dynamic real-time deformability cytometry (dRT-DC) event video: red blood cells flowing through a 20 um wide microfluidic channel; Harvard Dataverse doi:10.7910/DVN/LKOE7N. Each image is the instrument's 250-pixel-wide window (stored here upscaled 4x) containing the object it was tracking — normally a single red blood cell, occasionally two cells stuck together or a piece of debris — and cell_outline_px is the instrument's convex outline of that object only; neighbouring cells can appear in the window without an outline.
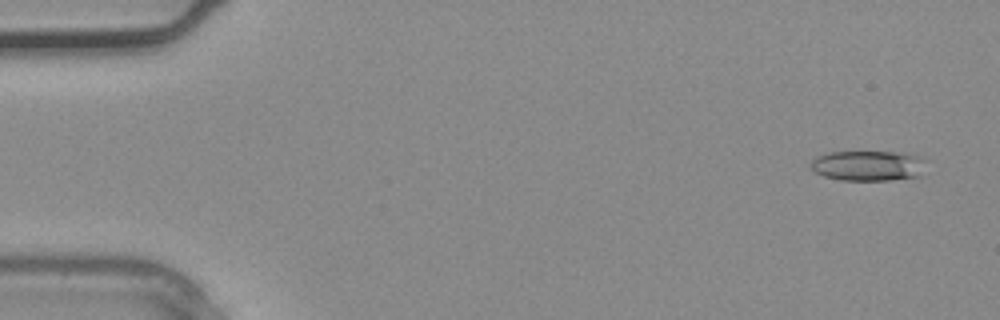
{"species": "common noctule bat (a hibernating species)", "species_latin": "Nyctalus noctula", "temperature_condition": "warm", "stored_images_in_passage": 36, "camera_frame_rate_fps": 3000, "um_per_image_px": 0.085, "animal": {"sex": "male", "body_mass_g": 20.4}, "frame": {"image": 1, "passage_image": 2, "time_ms": 0.333, "image_size_px": [1000, 320], "cell_outline_px": [[928, 160], [924, 176], [892, 180], [840, 180], [824, 176], [816, 172], [812, 168], [812, 160], [816, 156], [832, 152], [904, 152]], "centroid_in_image_um": [73.91, 14.09], "position_along_channel_um": 11.1, "area_um2": 20.69}}
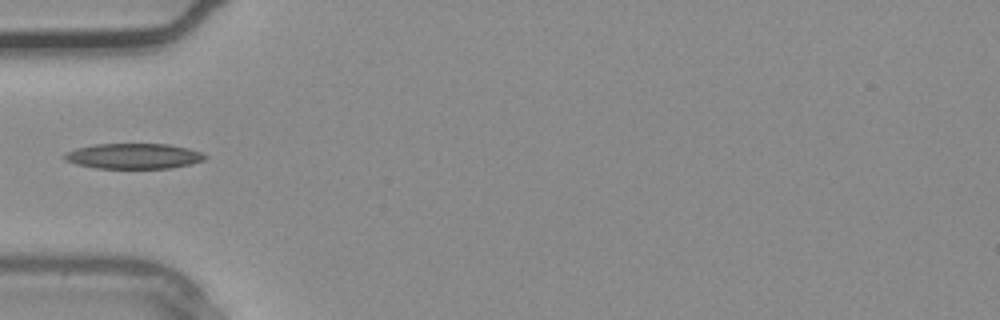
{"frame": {"image": 2, "passage_image": 12, "time_ms": 3.667, "image_size_px": [1000, 320], "cell_outline_px": [[208, 156], [204, 160], [192, 164], [172, 168], [96, 168], [76, 164], [64, 160], [60, 156], [64, 152], [76, 148], [92, 144], [168, 144], [188, 148], [204, 152]], "centroid_in_image_um": [11.34, 13.26], "position_along_channel_um": 73.7, "area_um2": 21.15}}
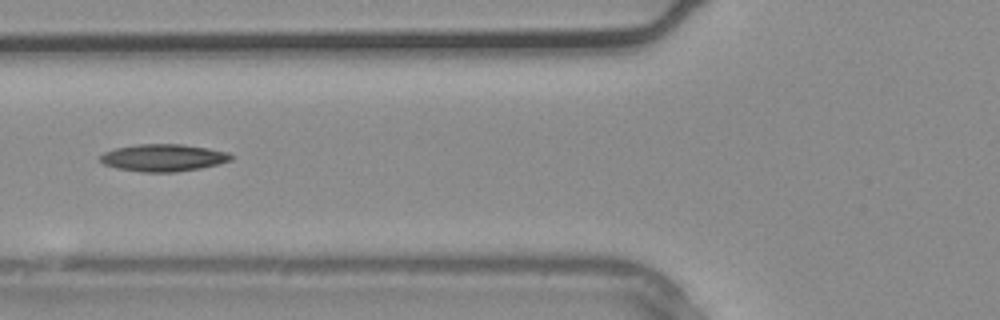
{"frame": {"image": 3, "passage_image": 14, "time_ms": 4.333, "image_size_px": [1000, 320], "cell_outline_px": [[232, 160], [220, 164], [200, 168], [176, 172], [144, 172], [116, 168], [104, 164], [100, 160], [100, 156], [104, 152], [116, 148], [136, 144], [184, 144], [208, 148], [228, 152], [232, 156]], "centroid_in_image_um": [13.9, 13.4], "position_along_channel_um": 111.9, "area_um2": 20.81}}